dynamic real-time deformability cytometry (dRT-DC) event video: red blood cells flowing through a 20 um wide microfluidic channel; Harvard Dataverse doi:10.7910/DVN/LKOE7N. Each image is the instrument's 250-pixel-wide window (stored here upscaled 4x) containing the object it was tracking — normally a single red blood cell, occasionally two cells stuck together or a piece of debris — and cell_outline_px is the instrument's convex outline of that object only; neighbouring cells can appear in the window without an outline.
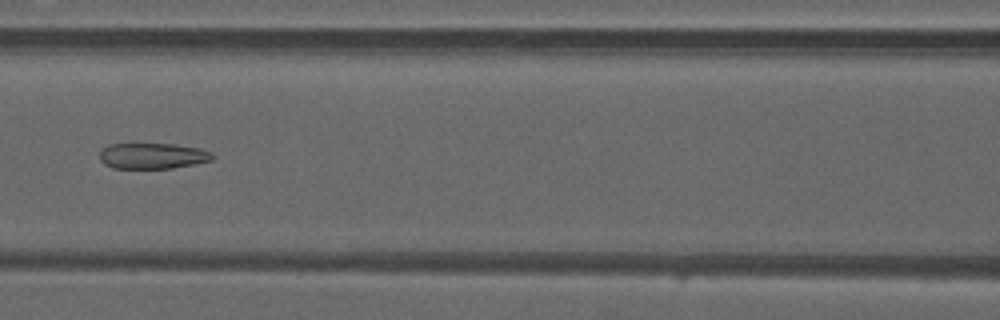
{"species": "common noctule bat (a hibernating species)", "species_latin": "Nyctalus noctula", "temperature_condition": "warm", "stored_images_in_passage": 50, "camera_frame_rate_fps": 3000, "um_per_image_px": 0.085, "animal": {"sex": "male", "forearm_length_mm": 52.5}, "frame": {"image": 1, "passage_image": 23, "time_ms": 7.333, "image_size_px": [1000, 320], "cell_outline_px": [[216, 156], [212, 160], [172, 168], [112, 168], [104, 164], [100, 160], [100, 152], [108, 144], [176, 144], [200, 148], [212, 152]], "centroid_in_image_um": [12.99, 13.24], "position_along_channel_um": 153.6, "area_um2": 16.99}}
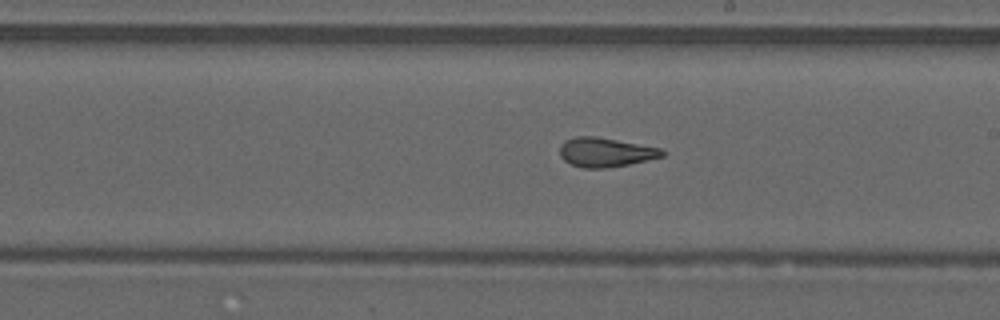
{"frame": {"image": 2, "passage_image": 29, "time_ms": 9.333, "image_size_px": [1000, 320], "cell_outline_px": [[664, 156], [628, 164], [604, 168], [584, 168], [572, 164], [564, 160], [560, 156], [560, 144], [564, 140], [576, 136], [596, 136], [660, 148], [664, 152]], "centroid_in_image_um": [51.42, 12.93], "position_along_channel_um": 237.6, "area_um2": 17.28}}
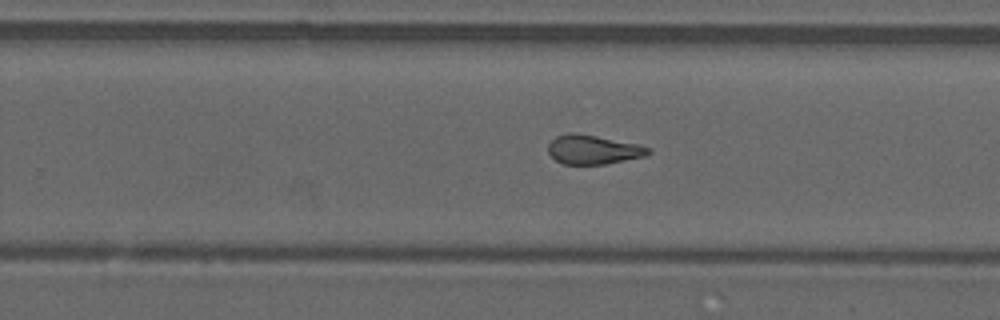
{"frame": {"image": 3, "passage_image": 32, "time_ms": 10.333, "image_size_px": [1000, 320], "cell_outline_px": [[652, 152], [644, 156], [604, 164], [564, 164], [556, 160], [548, 152], [548, 144], [556, 136], [568, 132], [576, 132], [640, 144], [652, 148]], "centroid_in_image_um": [50.43, 12.7], "position_along_channel_um": 279.4, "area_um2": 17.11}, "authors_computed_cell_mechanics": {"area_um2": 18.3804, "velocity_mm_per_s": 4.2051, "shape_relaxation_time_tau1_ms": null, "shape_relaxation_time_tau2_ms": 2.1644, "deformation_change_tau1": null, "deformation_change_tau2": 0.1147}}